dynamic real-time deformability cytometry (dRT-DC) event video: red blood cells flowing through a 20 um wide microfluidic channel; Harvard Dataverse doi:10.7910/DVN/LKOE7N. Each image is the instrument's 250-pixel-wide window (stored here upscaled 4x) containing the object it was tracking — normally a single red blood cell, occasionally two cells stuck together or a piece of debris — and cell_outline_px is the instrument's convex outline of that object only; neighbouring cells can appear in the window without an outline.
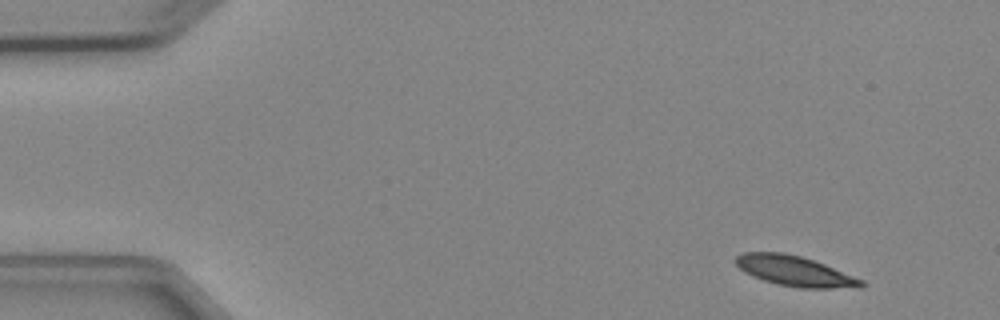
{"species": "Egyptian fruit bat (a non-hibernating species)", "species_latin": "Rousettus aegyptiacus", "temperature_condition": "cold", "stored_images_in_passage": 4, "camera_frame_rate_fps": 3000, "um_per_image_px": 0.085, "animal": {"sex": "female"}, "frame": {"image": 1, "passage_image": 1, "time_ms": 0.0, "image_size_px": [1000, 320], "cell_outline_px": [[868, 284], [864, 288], [800, 288], [776, 284], [752, 276], [744, 272], [732, 260], [736, 256], [744, 252], [784, 252], [800, 256], [824, 264], [864, 280]], "centroid_in_image_um": [67.58, 23.05], "position_along_channel_um": 17.4, "area_um2": 22.31}}
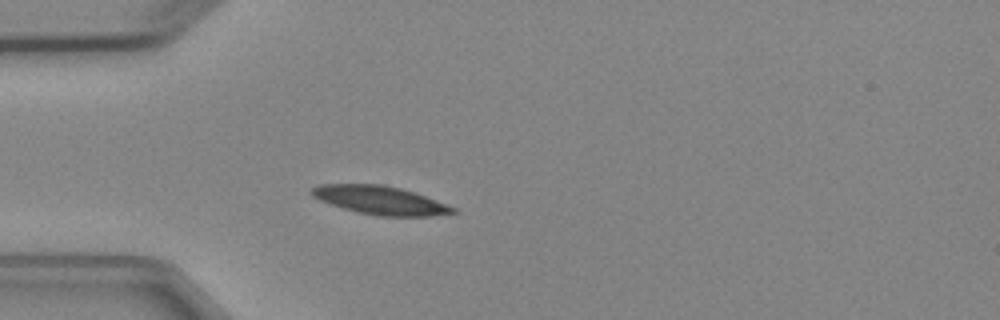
{"frame": {"image": 2, "passage_image": 4, "time_ms": 3.333, "image_size_px": [1000, 320], "cell_outline_px": [[460, 212], [432, 216], [376, 216], [356, 212], [320, 200], [312, 196], [308, 192], [312, 188], [320, 184], [380, 184], [400, 188], [436, 200], [456, 208]], "centroid_in_image_um": [32.31, 17.02], "position_along_channel_um": 52.7, "area_um2": 23.35}}